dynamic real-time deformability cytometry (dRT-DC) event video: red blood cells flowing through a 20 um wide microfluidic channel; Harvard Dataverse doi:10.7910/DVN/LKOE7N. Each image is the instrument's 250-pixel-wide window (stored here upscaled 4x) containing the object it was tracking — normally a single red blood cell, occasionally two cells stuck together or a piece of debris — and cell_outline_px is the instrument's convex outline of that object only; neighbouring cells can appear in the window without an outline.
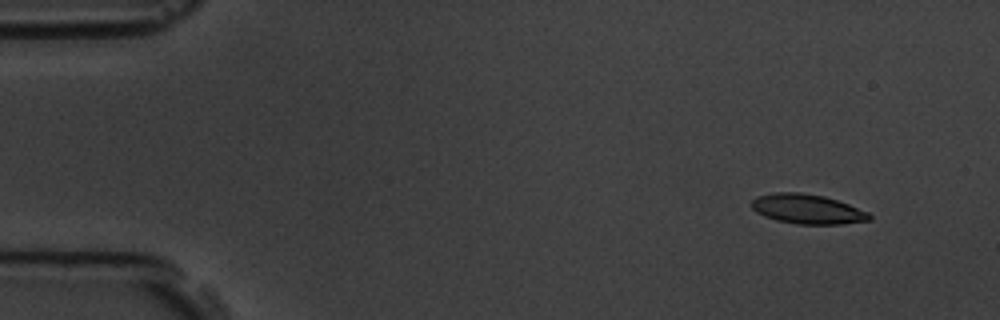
{"species": "common noctule bat (a hibernating species)", "species_latin": "Nyctalus noctula", "temperature_condition": "room temperature", "stored_images_in_passage": 7, "camera_frame_rate_fps": 3000, "um_per_image_px": 0.085, "animal": {"sex": "male", "body_mass_g": 19.5, "forearm_length_mm": 54.6}, "frame": {"image": 1, "passage_image": 2, "time_ms": 1.333, "image_size_px": [1000, 320], "cell_outline_px": [[872, 220], [840, 224], [796, 224], [776, 220], [764, 216], [756, 212], [752, 208], [752, 200], [756, 196], [776, 192], [800, 192], [824, 196], [848, 204], [868, 212], [872, 216]], "centroid_in_image_um": [68.62, 17.77], "position_along_channel_um": 16.4, "area_um2": 20.35}}
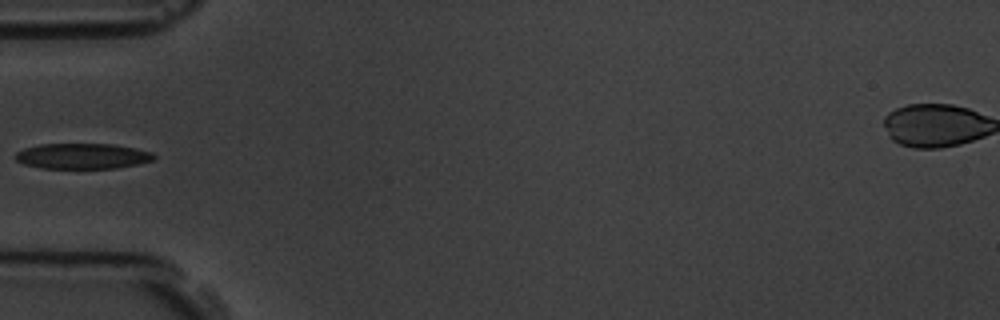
{"frame": {"image": 2, "passage_image": 6, "time_ms": 6.0, "image_size_px": [1000, 320], "cell_outline_px": [[156, 156], [152, 160], [136, 164], [116, 168], [40, 168], [24, 164], [16, 160], [16, 152], [24, 148], [40, 144], [112, 144], [152, 152]], "centroid_in_image_um": [6.97, 13.27], "position_along_channel_um": 78.0, "area_um2": 20.4}}
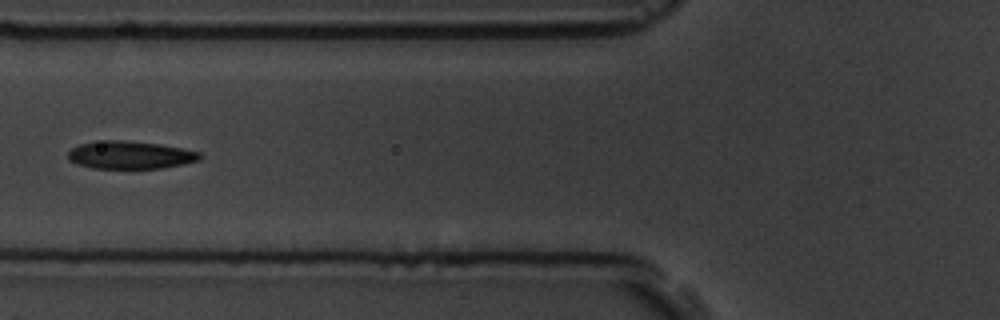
{"frame": {"image": 3, "passage_image": 7, "time_ms": 7.0, "image_size_px": [1000, 320], "cell_outline_px": [[200, 160], [184, 164], [160, 168], [92, 168], [76, 164], [68, 160], [68, 152], [72, 148], [80, 144], [104, 140], [124, 140], [160, 144], [200, 152]], "centroid_in_image_um": [11.04, 13.17], "position_along_channel_um": 114.8, "area_um2": 21.27}}